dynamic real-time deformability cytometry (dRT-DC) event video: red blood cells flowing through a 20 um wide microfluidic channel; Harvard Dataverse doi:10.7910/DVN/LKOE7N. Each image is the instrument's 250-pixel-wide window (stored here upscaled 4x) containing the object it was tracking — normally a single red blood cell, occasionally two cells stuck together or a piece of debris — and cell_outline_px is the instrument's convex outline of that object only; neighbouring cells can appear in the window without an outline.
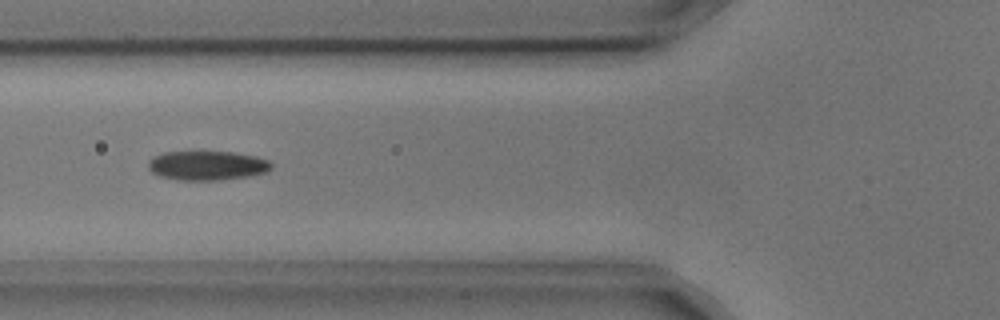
{"species": "common noctule bat (a hibernating species)", "species_latin": "Nyctalus noctula", "temperature_condition": "cold", "stored_images_in_passage": 8, "camera_frame_rate_fps": 3000, "um_per_image_px": 0.085, "animal": {"sex": "male", "body_mass_g": 17.9, "forearm_length_mm": 54.2}, "frame": {"image": 1, "passage_image": 5, "time_ms": 1.333, "image_size_px": [1000, 320], "cell_outline_px": [[272, 168], [268, 172], [248, 176], [216, 180], [180, 180], [160, 176], [152, 172], [148, 168], [148, 160], [152, 156], [164, 152], [232, 152], [256, 156], [268, 160], [272, 164]], "centroid_in_image_um": [17.6, 14.06], "position_along_channel_um": 108.2, "area_um2": 21.04}}
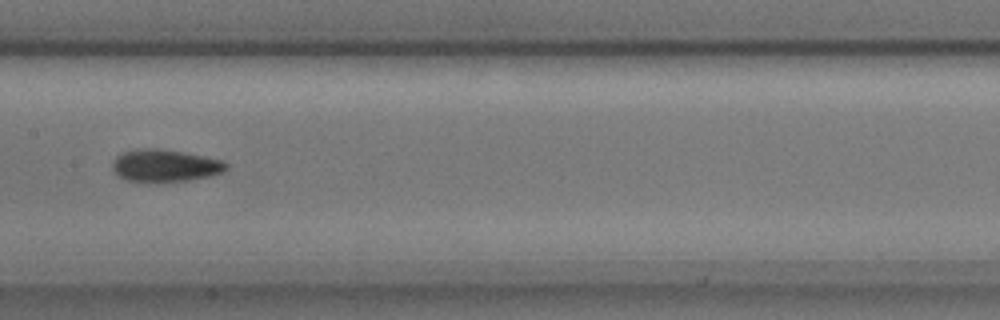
{"frame": {"image": 2, "passage_image": 7, "time_ms": 2.0, "image_size_px": [1000, 320], "cell_outline_px": [[228, 168], [220, 172], [208, 176], [188, 180], [160, 184], [148, 184], [128, 180], [120, 176], [112, 168], [112, 164], [116, 156], [124, 152], [136, 148], [156, 148], [204, 156], [224, 160], [228, 164]], "centroid_in_image_um": [14.0, 14.1], "position_along_channel_um": 193.4, "area_um2": 21.79}}
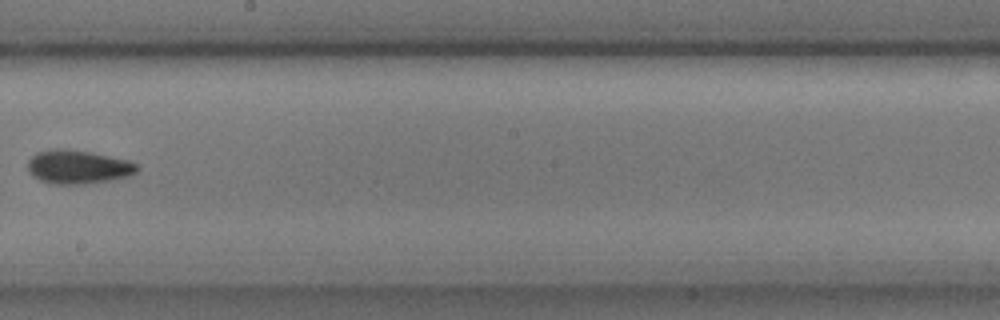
{"frame": {"image": 3, "passage_image": 8, "time_ms": 2.333, "image_size_px": [1000, 320], "cell_outline_px": [[140, 168], [136, 172], [128, 176], [108, 180], [84, 184], [52, 184], [40, 180], [32, 176], [28, 172], [28, 160], [36, 152], [52, 148], [68, 148], [128, 160], [140, 164]], "centroid_in_image_um": [6.61, 14.18], "position_along_channel_um": 241.6, "area_um2": 21.62}}